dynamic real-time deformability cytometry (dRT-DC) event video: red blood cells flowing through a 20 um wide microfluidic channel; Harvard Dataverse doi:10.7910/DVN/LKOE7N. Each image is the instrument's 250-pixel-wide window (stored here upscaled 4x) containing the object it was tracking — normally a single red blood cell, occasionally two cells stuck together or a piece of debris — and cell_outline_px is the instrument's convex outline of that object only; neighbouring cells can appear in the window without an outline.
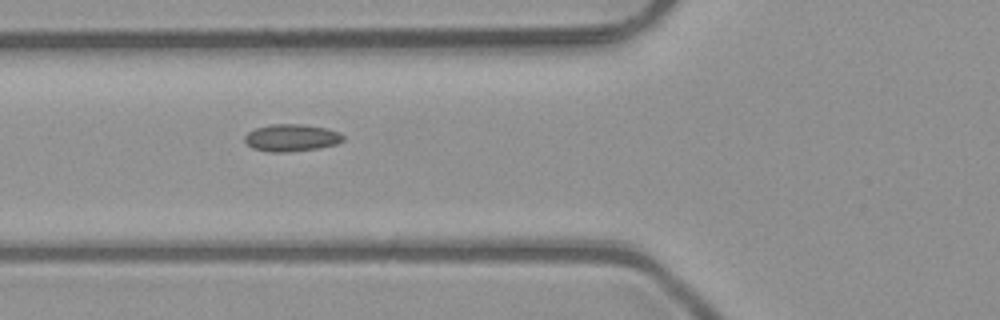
{"species": "common noctule bat (a hibernating species)", "species_latin": "Nyctalus noctula", "temperature_condition": "room temperature", "stored_images_in_passage": 8, "camera_frame_rate_fps": 3000, "um_per_image_px": 0.085, "animal": {"sex": "male", "body_mass_g": 23.1, "forearm_length_mm": 52.7}, "frame": {"image": 1, "passage_image": 5, "time_ms": 1.333, "image_size_px": [1000, 320], "cell_outline_px": [[344, 140], [336, 144], [320, 148], [288, 152], [268, 152], [252, 148], [244, 140], [244, 136], [248, 132], [256, 128], [272, 124], [300, 124], [328, 128], [340, 132], [344, 136]], "centroid_in_image_um": [24.79, 11.71], "position_along_channel_um": 101.0, "area_um2": 15.72}}
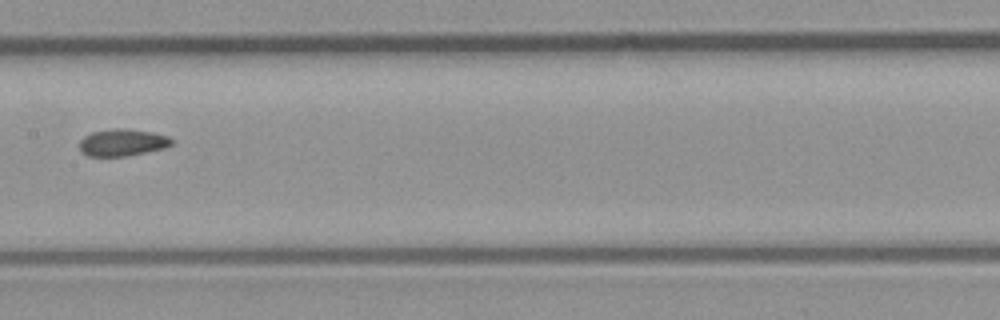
{"frame": {"image": 2, "passage_image": 7, "time_ms": 2.0, "image_size_px": [1000, 320], "cell_outline_px": [[176, 140], [172, 144], [164, 148], [124, 156], [88, 156], [80, 152], [80, 140], [84, 136], [92, 132], [116, 128], [128, 128], [152, 132], [168, 136]], "centroid_in_image_um": [10.41, 12.1], "position_along_channel_um": 197.0, "area_um2": 14.57}}
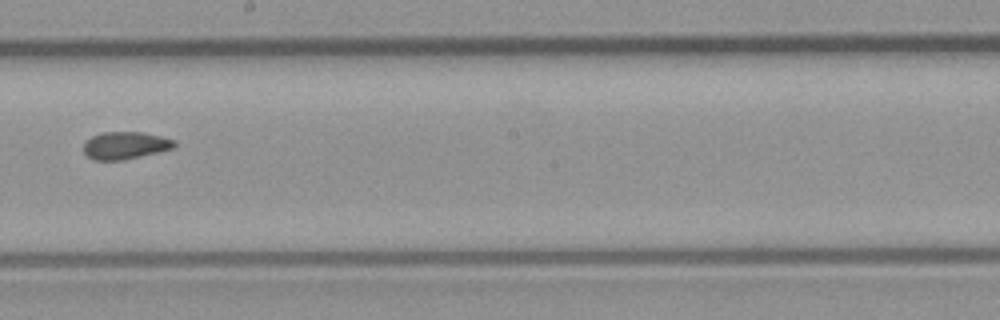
{"frame": {"image": 3, "passage_image": 8, "time_ms": 2.333, "image_size_px": [1000, 320], "cell_outline_px": [[176, 144], [172, 148], [140, 156], [120, 160], [92, 160], [84, 152], [84, 140], [100, 132], [140, 132], [160, 136], [176, 140]], "centroid_in_image_um": [10.6, 12.35], "position_along_channel_um": 237.6, "area_um2": 14.39}}